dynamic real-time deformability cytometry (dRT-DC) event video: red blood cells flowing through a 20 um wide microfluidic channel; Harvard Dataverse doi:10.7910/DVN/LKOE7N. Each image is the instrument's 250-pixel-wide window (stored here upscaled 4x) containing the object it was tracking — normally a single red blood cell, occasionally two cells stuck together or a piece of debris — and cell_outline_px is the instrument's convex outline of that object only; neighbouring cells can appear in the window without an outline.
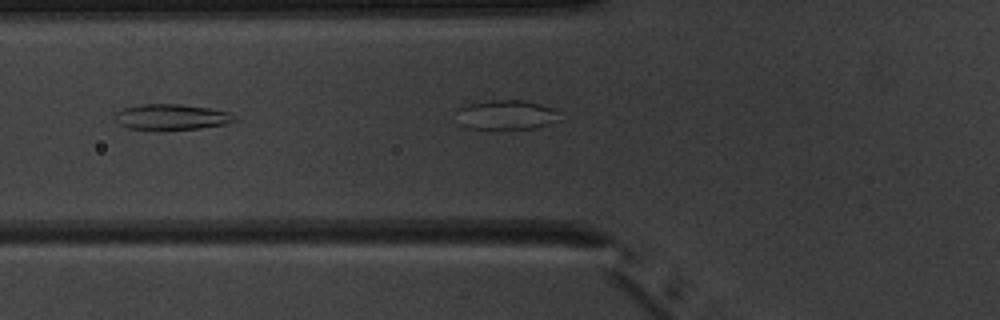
{"species": "common noctule bat (a hibernating species)", "species_latin": "Nyctalus noctula", "temperature_condition": "warm", "stored_images_in_passage": 6, "camera_frame_rate_fps": 3000, "um_per_image_px": 0.085, "animal": {"sex": "male", "body_mass_g": 20.1, "forearm_length_mm": 53.5}, "frame": {"image": 1, "passage_image": 5, "time_ms": 5.0, "image_size_px": [1000, 320], "cell_outline_px": [[240, 120], [228, 124], [200, 128], [128, 128], [112, 120], [112, 116], [116, 112], [124, 108], [140, 104], [180, 104], [208, 108], [232, 112]], "centroid_in_image_um": [14.62, 9.92], "position_along_channel_um": 111.2, "area_um2": 17.8}}